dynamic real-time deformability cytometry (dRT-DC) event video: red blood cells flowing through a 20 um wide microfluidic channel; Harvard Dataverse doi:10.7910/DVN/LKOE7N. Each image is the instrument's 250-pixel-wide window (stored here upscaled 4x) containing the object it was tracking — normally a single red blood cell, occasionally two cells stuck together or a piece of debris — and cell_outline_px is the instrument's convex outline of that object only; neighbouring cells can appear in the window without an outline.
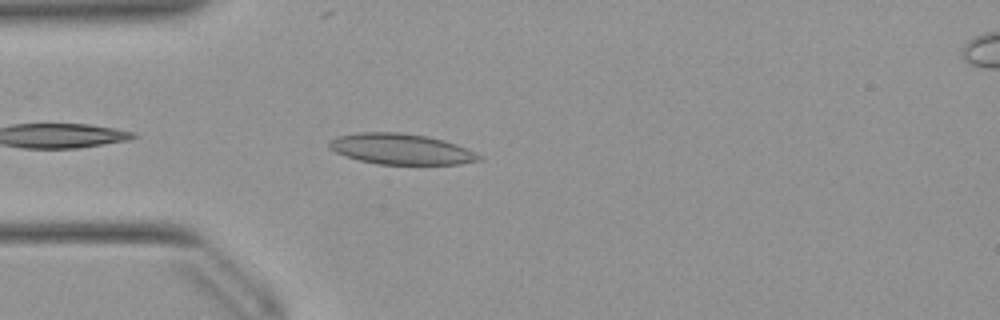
{"species": "Egyptian fruit bat (a non-hibernating species)", "species_latin": "Rousettus aegyptiacus", "temperature_condition": "warm", "stored_images_in_passage": 26, "camera_frame_rate_fps": 3000, "um_per_image_px": 0.085, "animal": {"sex": "female"}, "frame": {"image": 1, "passage_image": 3, "time_ms": 0.667, "image_size_px": [1000, 320], "cell_outline_px": [[480, 160], [460, 164], [376, 164], [360, 160], [336, 152], [328, 148], [328, 144], [336, 136], [360, 132], [400, 132], [428, 136], [444, 140], [456, 144], [476, 152], [480, 156]], "centroid_in_image_um": [34.09, 12.66], "position_along_channel_um": 50.9, "area_um2": 26.7}}
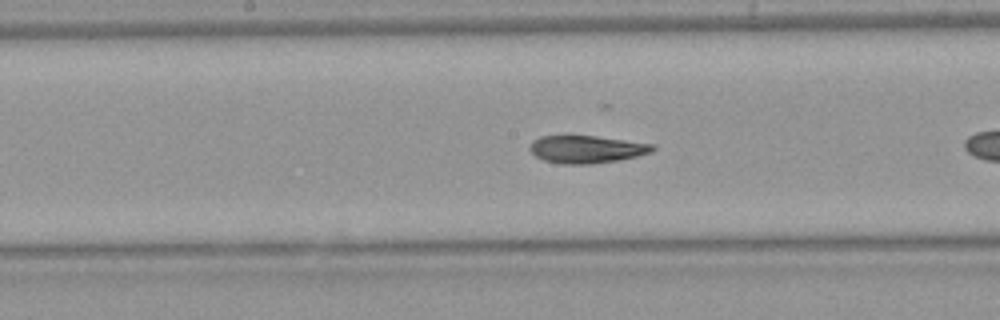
{"frame": {"image": 2, "passage_image": 12, "time_ms": 3.667, "image_size_px": [1000, 320], "cell_outline_px": [[656, 148], [652, 152], [636, 156], [616, 160], [592, 164], [560, 164], [544, 160], [536, 156], [528, 148], [532, 140], [540, 136], [568, 132], [656, 144]], "centroid_in_image_um": [49.8, 12.63], "position_along_channel_um": 198.4, "area_um2": 20.63}}
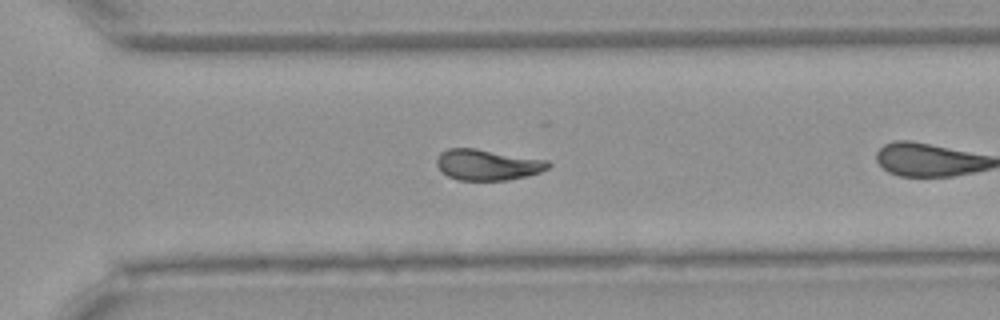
{"frame": {"image": 3, "passage_image": 22, "time_ms": 7.0, "image_size_px": [1000, 320], "cell_outline_px": [[552, 164], [548, 168], [540, 172], [528, 176], [508, 180], [456, 180], [448, 176], [436, 164], [436, 160], [440, 152], [448, 148], [476, 148], [548, 160]], "centroid_in_image_um": [41.45, 14.0], "position_along_channel_um": 329.1, "area_um2": 20.17}}